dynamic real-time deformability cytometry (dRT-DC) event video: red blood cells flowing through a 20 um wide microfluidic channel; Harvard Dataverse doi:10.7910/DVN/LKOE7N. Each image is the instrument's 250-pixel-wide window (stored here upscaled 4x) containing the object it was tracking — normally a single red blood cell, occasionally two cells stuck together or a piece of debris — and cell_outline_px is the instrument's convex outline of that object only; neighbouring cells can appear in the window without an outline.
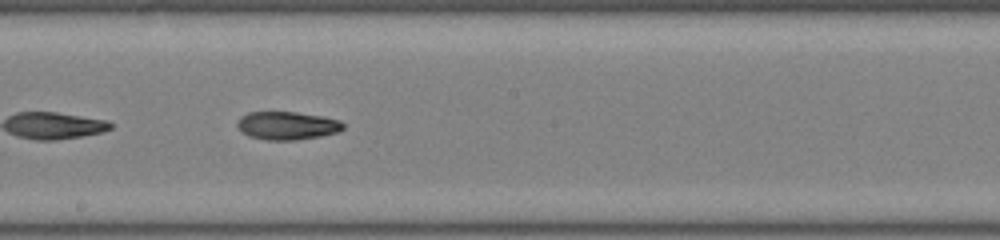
{"species": "common noctule bat (a hibernating species)", "species_latin": "Nyctalus noctula", "temperature_condition": "room temperature", "stored_images_in_passage": 30, "camera_frame_rate_fps": 3000, "um_per_image_px": 0.085, "animal": {"sex": "male", "body_mass_g": 19.0, "forearm_length_mm": 50.8}, "frame": {"image": 1, "passage_image": 13, "time_ms": 4.0, "image_size_px": [1000, 240], "cell_outline_px": [[344, 128], [340, 132], [320, 136], [296, 140], [264, 140], [248, 136], [240, 132], [236, 124], [240, 116], [248, 112], [296, 112], [324, 116], [340, 120], [344, 124]], "centroid_in_image_um": [24.4, 10.68], "position_along_channel_um": 223.8, "area_um2": 17.69}, "authors_computed_cell_mechanics": {"area_um2": 17.3978, "velocity_mm_per_s": 4.0321, "shape_relaxation_time_tau1_ms": null, "shape_relaxation_time_tau2_ms": 6.7918, "deformation_change_tau1": null, "deformation_change_tau2": 0.1498}}